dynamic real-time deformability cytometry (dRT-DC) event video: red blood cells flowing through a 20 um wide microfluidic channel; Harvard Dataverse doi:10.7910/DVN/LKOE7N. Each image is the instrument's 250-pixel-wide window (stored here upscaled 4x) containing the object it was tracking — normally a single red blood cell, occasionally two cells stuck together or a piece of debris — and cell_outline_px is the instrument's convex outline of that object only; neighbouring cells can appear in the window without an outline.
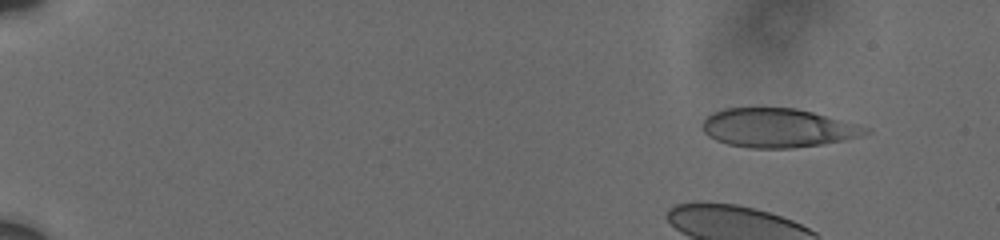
{"species": "human", "species_latin": "Homo sapiens", "temperature_condition": "cold", "stored_images_in_passage": 9, "camera_frame_rate_fps": 3000, "um_per_image_px": 0.085, "donor": {"sex": "male"}, "frame": {"image": 1, "passage_image": 3, "time_ms": 1.667, "image_size_px": [1000, 240], "cell_outline_px": [[872, 132], [844, 140], [820, 144], [792, 148], [752, 148], [728, 144], [716, 140], [708, 136], [704, 132], [704, 120], [712, 112], [724, 108], [760, 104], [796, 108], [812, 112], [856, 124], [868, 128]], "centroid_in_image_um": [66.05, 10.82], "position_along_channel_um": 19.0, "area_um2": 37.63}}